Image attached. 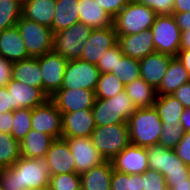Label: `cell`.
<instances>
[{
	"label": "cell",
	"mask_w": 190,
	"mask_h": 190,
	"mask_svg": "<svg viewBox=\"0 0 190 190\" xmlns=\"http://www.w3.org/2000/svg\"><path fill=\"white\" fill-rule=\"evenodd\" d=\"M10 92L6 86L0 87V113H5L8 111H13L11 107Z\"/></svg>",
	"instance_id": "cell-48"
},
{
	"label": "cell",
	"mask_w": 190,
	"mask_h": 190,
	"mask_svg": "<svg viewBox=\"0 0 190 190\" xmlns=\"http://www.w3.org/2000/svg\"><path fill=\"white\" fill-rule=\"evenodd\" d=\"M157 14L146 5L129 1L113 18V26L117 36L132 35L150 29Z\"/></svg>",
	"instance_id": "cell-5"
},
{
	"label": "cell",
	"mask_w": 190,
	"mask_h": 190,
	"mask_svg": "<svg viewBox=\"0 0 190 190\" xmlns=\"http://www.w3.org/2000/svg\"><path fill=\"white\" fill-rule=\"evenodd\" d=\"M44 159L48 165L50 175L76 172L73 155L64 138L53 141Z\"/></svg>",
	"instance_id": "cell-18"
},
{
	"label": "cell",
	"mask_w": 190,
	"mask_h": 190,
	"mask_svg": "<svg viewBox=\"0 0 190 190\" xmlns=\"http://www.w3.org/2000/svg\"><path fill=\"white\" fill-rule=\"evenodd\" d=\"M117 37L122 53L131 58L140 60L155 52L151 29L144 30L137 34Z\"/></svg>",
	"instance_id": "cell-19"
},
{
	"label": "cell",
	"mask_w": 190,
	"mask_h": 190,
	"mask_svg": "<svg viewBox=\"0 0 190 190\" xmlns=\"http://www.w3.org/2000/svg\"><path fill=\"white\" fill-rule=\"evenodd\" d=\"M171 58L172 56L156 51L143 57L139 60L141 78L158 89L167 72Z\"/></svg>",
	"instance_id": "cell-20"
},
{
	"label": "cell",
	"mask_w": 190,
	"mask_h": 190,
	"mask_svg": "<svg viewBox=\"0 0 190 190\" xmlns=\"http://www.w3.org/2000/svg\"><path fill=\"white\" fill-rule=\"evenodd\" d=\"M124 90L137 108L153 107L157 99V89L149 85L143 78H137L125 85Z\"/></svg>",
	"instance_id": "cell-28"
},
{
	"label": "cell",
	"mask_w": 190,
	"mask_h": 190,
	"mask_svg": "<svg viewBox=\"0 0 190 190\" xmlns=\"http://www.w3.org/2000/svg\"><path fill=\"white\" fill-rule=\"evenodd\" d=\"M42 72L43 92L50 98L61 88L67 60L51 51L37 57Z\"/></svg>",
	"instance_id": "cell-11"
},
{
	"label": "cell",
	"mask_w": 190,
	"mask_h": 190,
	"mask_svg": "<svg viewBox=\"0 0 190 190\" xmlns=\"http://www.w3.org/2000/svg\"><path fill=\"white\" fill-rule=\"evenodd\" d=\"M30 57L42 56L53 49L51 28L21 16L16 24Z\"/></svg>",
	"instance_id": "cell-7"
},
{
	"label": "cell",
	"mask_w": 190,
	"mask_h": 190,
	"mask_svg": "<svg viewBox=\"0 0 190 190\" xmlns=\"http://www.w3.org/2000/svg\"><path fill=\"white\" fill-rule=\"evenodd\" d=\"M123 55L118 43L107 50L96 64L100 73H111L115 69L117 63L122 59Z\"/></svg>",
	"instance_id": "cell-41"
},
{
	"label": "cell",
	"mask_w": 190,
	"mask_h": 190,
	"mask_svg": "<svg viewBox=\"0 0 190 190\" xmlns=\"http://www.w3.org/2000/svg\"><path fill=\"white\" fill-rule=\"evenodd\" d=\"M134 3L146 5L157 15L173 14L174 0H131Z\"/></svg>",
	"instance_id": "cell-43"
},
{
	"label": "cell",
	"mask_w": 190,
	"mask_h": 190,
	"mask_svg": "<svg viewBox=\"0 0 190 190\" xmlns=\"http://www.w3.org/2000/svg\"><path fill=\"white\" fill-rule=\"evenodd\" d=\"M187 49H190V30L181 33L180 50Z\"/></svg>",
	"instance_id": "cell-54"
},
{
	"label": "cell",
	"mask_w": 190,
	"mask_h": 190,
	"mask_svg": "<svg viewBox=\"0 0 190 190\" xmlns=\"http://www.w3.org/2000/svg\"><path fill=\"white\" fill-rule=\"evenodd\" d=\"M154 107L157 110L162 123H180V117L185 107L182 103L171 95L157 96Z\"/></svg>",
	"instance_id": "cell-30"
},
{
	"label": "cell",
	"mask_w": 190,
	"mask_h": 190,
	"mask_svg": "<svg viewBox=\"0 0 190 190\" xmlns=\"http://www.w3.org/2000/svg\"><path fill=\"white\" fill-rule=\"evenodd\" d=\"M50 176L45 159L20 157L0 170V184L5 190H48Z\"/></svg>",
	"instance_id": "cell-1"
},
{
	"label": "cell",
	"mask_w": 190,
	"mask_h": 190,
	"mask_svg": "<svg viewBox=\"0 0 190 190\" xmlns=\"http://www.w3.org/2000/svg\"><path fill=\"white\" fill-rule=\"evenodd\" d=\"M20 157V142L12 134L0 132V170L14 165Z\"/></svg>",
	"instance_id": "cell-31"
},
{
	"label": "cell",
	"mask_w": 190,
	"mask_h": 190,
	"mask_svg": "<svg viewBox=\"0 0 190 190\" xmlns=\"http://www.w3.org/2000/svg\"><path fill=\"white\" fill-rule=\"evenodd\" d=\"M177 58L182 62L183 66L190 74V49L180 50Z\"/></svg>",
	"instance_id": "cell-52"
},
{
	"label": "cell",
	"mask_w": 190,
	"mask_h": 190,
	"mask_svg": "<svg viewBox=\"0 0 190 190\" xmlns=\"http://www.w3.org/2000/svg\"><path fill=\"white\" fill-rule=\"evenodd\" d=\"M184 130L180 123H163L162 132L158 144L168 149H175L178 142L184 136Z\"/></svg>",
	"instance_id": "cell-40"
},
{
	"label": "cell",
	"mask_w": 190,
	"mask_h": 190,
	"mask_svg": "<svg viewBox=\"0 0 190 190\" xmlns=\"http://www.w3.org/2000/svg\"><path fill=\"white\" fill-rule=\"evenodd\" d=\"M79 22L98 29L112 26L113 18L95 0H79Z\"/></svg>",
	"instance_id": "cell-26"
},
{
	"label": "cell",
	"mask_w": 190,
	"mask_h": 190,
	"mask_svg": "<svg viewBox=\"0 0 190 190\" xmlns=\"http://www.w3.org/2000/svg\"><path fill=\"white\" fill-rule=\"evenodd\" d=\"M92 30L88 25L77 22L67 29L54 33L52 51L67 61L80 59L84 42Z\"/></svg>",
	"instance_id": "cell-6"
},
{
	"label": "cell",
	"mask_w": 190,
	"mask_h": 190,
	"mask_svg": "<svg viewBox=\"0 0 190 190\" xmlns=\"http://www.w3.org/2000/svg\"><path fill=\"white\" fill-rule=\"evenodd\" d=\"M135 110L136 107L125 90L108 99L96 98L92 108L96 126L128 123Z\"/></svg>",
	"instance_id": "cell-3"
},
{
	"label": "cell",
	"mask_w": 190,
	"mask_h": 190,
	"mask_svg": "<svg viewBox=\"0 0 190 190\" xmlns=\"http://www.w3.org/2000/svg\"><path fill=\"white\" fill-rule=\"evenodd\" d=\"M190 81V74L177 57H172L162 83L157 89V96L171 95L181 85Z\"/></svg>",
	"instance_id": "cell-25"
},
{
	"label": "cell",
	"mask_w": 190,
	"mask_h": 190,
	"mask_svg": "<svg viewBox=\"0 0 190 190\" xmlns=\"http://www.w3.org/2000/svg\"><path fill=\"white\" fill-rule=\"evenodd\" d=\"M111 190H143L142 174H127L113 169Z\"/></svg>",
	"instance_id": "cell-38"
},
{
	"label": "cell",
	"mask_w": 190,
	"mask_h": 190,
	"mask_svg": "<svg viewBox=\"0 0 190 190\" xmlns=\"http://www.w3.org/2000/svg\"><path fill=\"white\" fill-rule=\"evenodd\" d=\"M12 122H13V111L0 113V132L11 134V129L13 126Z\"/></svg>",
	"instance_id": "cell-49"
},
{
	"label": "cell",
	"mask_w": 190,
	"mask_h": 190,
	"mask_svg": "<svg viewBox=\"0 0 190 190\" xmlns=\"http://www.w3.org/2000/svg\"><path fill=\"white\" fill-rule=\"evenodd\" d=\"M156 52L177 57L180 51L181 33L175 18L170 15H157L151 26Z\"/></svg>",
	"instance_id": "cell-8"
},
{
	"label": "cell",
	"mask_w": 190,
	"mask_h": 190,
	"mask_svg": "<svg viewBox=\"0 0 190 190\" xmlns=\"http://www.w3.org/2000/svg\"><path fill=\"white\" fill-rule=\"evenodd\" d=\"M111 73L116 75L124 85H127L141 77L139 60L123 55Z\"/></svg>",
	"instance_id": "cell-33"
},
{
	"label": "cell",
	"mask_w": 190,
	"mask_h": 190,
	"mask_svg": "<svg viewBox=\"0 0 190 190\" xmlns=\"http://www.w3.org/2000/svg\"><path fill=\"white\" fill-rule=\"evenodd\" d=\"M143 190H169L165 177L158 171L147 169L142 174Z\"/></svg>",
	"instance_id": "cell-42"
},
{
	"label": "cell",
	"mask_w": 190,
	"mask_h": 190,
	"mask_svg": "<svg viewBox=\"0 0 190 190\" xmlns=\"http://www.w3.org/2000/svg\"><path fill=\"white\" fill-rule=\"evenodd\" d=\"M172 95L178 99L185 108L190 107V81L181 85Z\"/></svg>",
	"instance_id": "cell-47"
},
{
	"label": "cell",
	"mask_w": 190,
	"mask_h": 190,
	"mask_svg": "<svg viewBox=\"0 0 190 190\" xmlns=\"http://www.w3.org/2000/svg\"><path fill=\"white\" fill-rule=\"evenodd\" d=\"M172 15L181 31L190 30V12L173 13Z\"/></svg>",
	"instance_id": "cell-50"
},
{
	"label": "cell",
	"mask_w": 190,
	"mask_h": 190,
	"mask_svg": "<svg viewBox=\"0 0 190 190\" xmlns=\"http://www.w3.org/2000/svg\"><path fill=\"white\" fill-rule=\"evenodd\" d=\"M0 56L12 63L30 58L17 26L0 31Z\"/></svg>",
	"instance_id": "cell-21"
},
{
	"label": "cell",
	"mask_w": 190,
	"mask_h": 190,
	"mask_svg": "<svg viewBox=\"0 0 190 190\" xmlns=\"http://www.w3.org/2000/svg\"><path fill=\"white\" fill-rule=\"evenodd\" d=\"M190 12V0H174L173 13Z\"/></svg>",
	"instance_id": "cell-51"
},
{
	"label": "cell",
	"mask_w": 190,
	"mask_h": 190,
	"mask_svg": "<svg viewBox=\"0 0 190 190\" xmlns=\"http://www.w3.org/2000/svg\"><path fill=\"white\" fill-rule=\"evenodd\" d=\"M167 183H181L190 179V167L177 156L174 149H169L168 172H165Z\"/></svg>",
	"instance_id": "cell-35"
},
{
	"label": "cell",
	"mask_w": 190,
	"mask_h": 190,
	"mask_svg": "<svg viewBox=\"0 0 190 190\" xmlns=\"http://www.w3.org/2000/svg\"><path fill=\"white\" fill-rule=\"evenodd\" d=\"M73 155L76 173L82 174L90 168L106 162L93 145L91 137L65 138Z\"/></svg>",
	"instance_id": "cell-13"
},
{
	"label": "cell",
	"mask_w": 190,
	"mask_h": 190,
	"mask_svg": "<svg viewBox=\"0 0 190 190\" xmlns=\"http://www.w3.org/2000/svg\"><path fill=\"white\" fill-rule=\"evenodd\" d=\"M100 71L95 64L76 59L67 62L60 89L95 91Z\"/></svg>",
	"instance_id": "cell-9"
},
{
	"label": "cell",
	"mask_w": 190,
	"mask_h": 190,
	"mask_svg": "<svg viewBox=\"0 0 190 190\" xmlns=\"http://www.w3.org/2000/svg\"><path fill=\"white\" fill-rule=\"evenodd\" d=\"M180 124L183 127L184 132L190 131V107L184 109L183 114L180 117Z\"/></svg>",
	"instance_id": "cell-53"
},
{
	"label": "cell",
	"mask_w": 190,
	"mask_h": 190,
	"mask_svg": "<svg viewBox=\"0 0 190 190\" xmlns=\"http://www.w3.org/2000/svg\"><path fill=\"white\" fill-rule=\"evenodd\" d=\"M169 190H190V179L181 183H167Z\"/></svg>",
	"instance_id": "cell-55"
},
{
	"label": "cell",
	"mask_w": 190,
	"mask_h": 190,
	"mask_svg": "<svg viewBox=\"0 0 190 190\" xmlns=\"http://www.w3.org/2000/svg\"><path fill=\"white\" fill-rule=\"evenodd\" d=\"M148 156V169L160 172L165 177V172H168L169 164V149L163 145L155 144L146 147Z\"/></svg>",
	"instance_id": "cell-36"
},
{
	"label": "cell",
	"mask_w": 190,
	"mask_h": 190,
	"mask_svg": "<svg viewBox=\"0 0 190 190\" xmlns=\"http://www.w3.org/2000/svg\"><path fill=\"white\" fill-rule=\"evenodd\" d=\"M31 129L48 134L54 139L61 138L62 114L50 99L32 109Z\"/></svg>",
	"instance_id": "cell-12"
},
{
	"label": "cell",
	"mask_w": 190,
	"mask_h": 190,
	"mask_svg": "<svg viewBox=\"0 0 190 190\" xmlns=\"http://www.w3.org/2000/svg\"><path fill=\"white\" fill-rule=\"evenodd\" d=\"M79 22V0H56L55 16L51 27L53 33Z\"/></svg>",
	"instance_id": "cell-29"
},
{
	"label": "cell",
	"mask_w": 190,
	"mask_h": 190,
	"mask_svg": "<svg viewBox=\"0 0 190 190\" xmlns=\"http://www.w3.org/2000/svg\"><path fill=\"white\" fill-rule=\"evenodd\" d=\"M13 63L0 56V87H4L12 79Z\"/></svg>",
	"instance_id": "cell-46"
},
{
	"label": "cell",
	"mask_w": 190,
	"mask_h": 190,
	"mask_svg": "<svg viewBox=\"0 0 190 190\" xmlns=\"http://www.w3.org/2000/svg\"><path fill=\"white\" fill-rule=\"evenodd\" d=\"M113 169L122 173L143 174L148 169L146 147L130 144L111 160Z\"/></svg>",
	"instance_id": "cell-17"
},
{
	"label": "cell",
	"mask_w": 190,
	"mask_h": 190,
	"mask_svg": "<svg viewBox=\"0 0 190 190\" xmlns=\"http://www.w3.org/2000/svg\"><path fill=\"white\" fill-rule=\"evenodd\" d=\"M62 114L61 138L90 137L96 128L92 109Z\"/></svg>",
	"instance_id": "cell-16"
},
{
	"label": "cell",
	"mask_w": 190,
	"mask_h": 190,
	"mask_svg": "<svg viewBox=\"0 0 190 190\" xmlns=\"http://www.w3.org/2000/svg\"><path fill=\"white\" fill-rule=\"evenodd\" d=\"M61 113L92 109L95 92L86 89H59L49 98Z\"/></svg>",
	"instance_id": "cell-14"
},
{
	"label": "cell",
	"mask_w": 190,
	"mask_h": 190,
	"mask_svg": "<svg viewBox=\"0 0 190 190\" xmlns=\"http://www.w3.org/2000/svg\"><path fill=\"white\" fill-rule=\"evenodd\" d=\"M0 190H5L3 187H2V185L0 184Z\"/></svg>",
	"instance_id": "cell-57"
},
{
	"label": "cell",
	"mask_w": 190,
	"mask_h": 190,
	"mask_svg": "<svg viewBox=\"0 0 190 190\" xmlns=\"http://www.w3.org/2000/svg\"><path fill=\"white\" fill-rule=\"evenodd\" d=\"M12 79L43 91L42 72L37 57L16 61L12 66Z\"/></svg>",
	"instance_id": "cell-27"
},
{
	"label": "cell",
	"mask_w": 190,
	"mask_h": 190,
	"mask_svg": "<svg viewBox=\"0 0 190 190\" xmlns=\"http://www.w3.org/2000/svg\"><path fill=\"white\" fill-rule=\"evenodd\" d=\"M76 190H84V188L80 185Z\"/></svg>",
	"instance_id": "cell-56"
},
{
	"label": "cell",
	"mask_w": 190,
	"mask_h": 190,
	"mask_svg": "<svg viewBox=\"0 0 190 190\" xmlns=\"http://www.w3.org/2000/svg\"><path fill=\"white\" fill-rule=\"evenodd\" d=\"M163 123L155 107L137 108L128 119L132 145L149 147L158 144Z\"/></svg>",
	"instance_id": "cell-2"
},
{
	"label": "cell",
	"mask_w": 190,
	"mask_h": 190,
	"mask_svg": "<svg viewBox=\"0 0 190 190\" xmlns=\"http://www.w3.org/2000/svg\"><path fill=\"white\" fill-rule=\"evenodd\" d=\"M56 0H22V16L31 21L45 25H53Z\"/></svg>",
	"instance_id": "cell-22"
},
{
	"label": "cell",
	"mask_w": 190,
	"mask_h": 190,
	"mask_svg": "<svg viewBox=\"0 0 190 190\" xmlns=\"http://www.w3.org/2000/svg\"><path fill=\"white\" fill-rule=\"evenodd\" d=\"M125 85L112 73H100L95 89V97L108 99L123 91Z\"/></svg>",
	"instance_id": "cell-34"
},
{
	"label": "cell",
	"mask_w": 190,
	"mask_h": 190,
	"mask_svg": "<svg viewBox=\"0 0 190 190\" xmlns=\"http://www.w3.org/2000/svg\"><path fill=\"white\" fill-rule=\"evenodd\" d=\"M174 150L182 162L190 167V131L184 133Z\"/></svg>",
	"instance_id": "cell-45"
},
{
	"label": "cell",
	"mask_w": 190,
	"mask_h": 190,
	"mask_svg": "<svg viewBox=\"0 0 190 190\" xmlns=\"http://www.w3.org/2000/svg\"><path fill=\"white\" fill-rule=\"evenodd\" d=\"M6 87L10 92V104L13 109H34L49 99L40 88L32 87L14 79H11Z\"/></svg>",
	"instance_id": "cell-15"
},
{
	"label": "cell",
	"mask_w": 190,
	"mask_h": 190,
	"mask_svg": "<svg viewBox=\"0 0 190 190\" xmlns=\"http://www.w3.org/2000/svg\"><path fill=\"white\" fill-rule=\"evenodd\" d=\"M90 137L106 161H111L131 144L128 123L96 126Z\"/></svg>",
	"instance_id": "cell-4"
},
{
	"label": "cell",
	"mask_w": 190,
	"mask_h": 190,
	"mask_svg": "<svg viewBox=\"0 0 190 190\" xmlns=\"http://www.w3.org/2000/svg\"><path fill=\"white\" fill-rule=\"evenodd\" d=\"M22 16V0H0V31L16 26Z\"/></svg>",
	"instance_id": "cell-32"
},
{
	"label": "cell",
	"mask_w": 190,
	"mask_h": 190,
	"mask_svg": "<svg viewBox=\"0 0 190 190\" xmlns=\"http://www.w3.org/2000/svg\"><path fill=\"white\" fill-rule=\"evenodd\" d=\"M80 185V174L76 172L56 174L50 176L48 190H76Z\"/></svg>",
	"instance_id": "cell-39"
},
{
	"label": "cell",
	"mask_w": 190,
	"mask_h": 190,
	"mask_svg": "<svg viewBox=\"0 0 190 190\" xmlns=\"http://www.w3.org/2000/svg\"><path fill=\"white\" fill-rule=\"evenodd\" d=\"M55 139L41 131L30 130L20 141L21 157L30 159H44Z\"/></svg>",
	"instance_id": "cell-23"
},
{
	"label": "cell",
	"mask_w": 190,
	"mask_h": 190,
	"mask_svg": "<svg viewBox=\"0 0 190 190\" xmlns=\"http://www.w3.org/2000/svg\"><path fill=\"white\" fill-rule=\"evenodd\" d=\"M100 7L112 18H114L130 0H95Z\"/></svg>",
	"instance_id": "cell-44"
},
{
	"label": "cell",
	"mask_w": 190,
	"mask_h": 190,
	"mask_svg": "<svg viewBox=\"0 0 190 190\" xmlns=\"http://www.w3.org/2000/svg\"><path fill=\"white\" fill-rule=\"evenodd\" d=\"M113 165L111 161L90 168L80 174L84 190H111Z\"/></svg>",
	"instance_id": "cell-24"
},
{
	"label": "cell",
	"mask_w": 190,
	"mask_h": 190,
	"mask_svg": "<svg viewBox=\"0 0 190 190\" xmlns=\"http://www.w3.org/2000/svg\"><path fill=\"white\" fill-rule=\"evenodd\" d=\"M118 43L114 26L93 29L84 42L80 60L97 64L101 56Z\"/></svg>",
	"instance_id": "cell-10"
},
{
	"label": "cell",
	"mask_w": 190,
	"mask_h": 190,
	"mask_svg": "<svg viewBox=\"0 0 190 190\" xmlns=\"http://www.w3.org/2000/svg\"><path fill=\"white\" fill-rule=\"evenodd\" d=\"M32 109H14L11 134L18 141H22L31 130Z\"/></svg>",
	"instance_id": "cell-37"
}]
</instances>
